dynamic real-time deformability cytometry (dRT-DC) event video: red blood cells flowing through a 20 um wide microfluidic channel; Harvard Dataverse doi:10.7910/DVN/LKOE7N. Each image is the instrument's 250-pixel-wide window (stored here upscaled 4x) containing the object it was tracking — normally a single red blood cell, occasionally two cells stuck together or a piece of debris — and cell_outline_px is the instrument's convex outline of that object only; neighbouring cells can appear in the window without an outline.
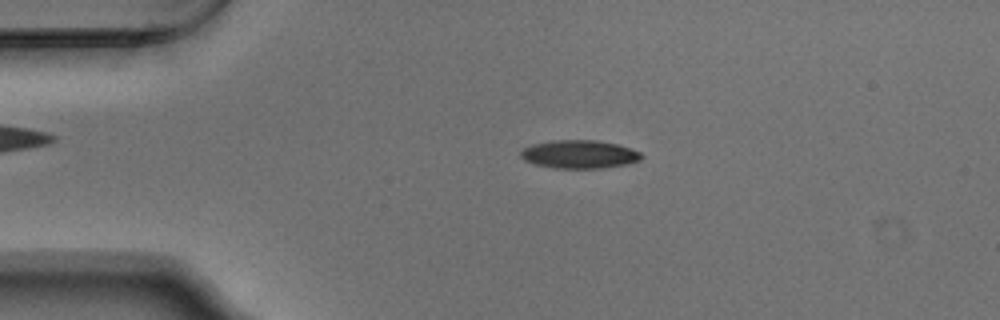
{"species": "Egyptian fruit bat (a non-hibernating species)", "species_latin": "Rousettus aegyptiacus", "temperature_condition": "warm", "stored_images_in_passage": 45, "camera_frame_rate_fps": 3000, "um_per_image_px": 0.085, "animal": {"sex": "male"}, "frame": {"image": 1, "passage_image": 3, "time_ms": 0.667, "image_size_px": [1000, 320], "cell_outline_px": [[644, 156], [640, 160], [628, 164], [604, 168], [552, 168], [536, 164], [524, 160], [520, 156], [520, 152], [524, 148], [532, 144], [552, 140], [596, 140], [616, 144], [640, 152]], "centroid_in_image_um": [49.24, 13.12], "position_along_channel_um": 35.8, "area_um2": 19.88}}
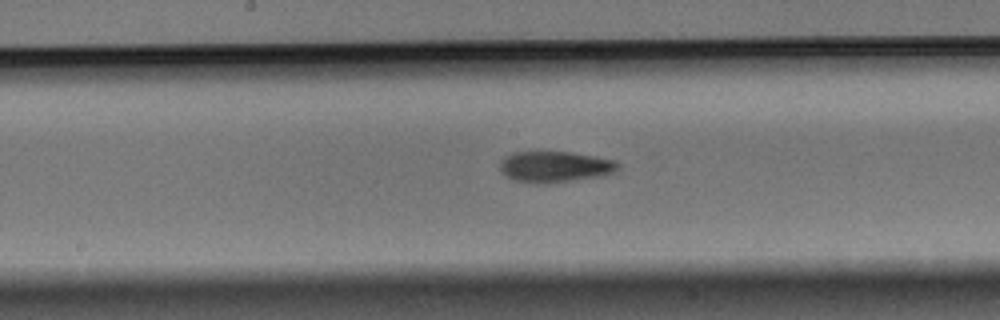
{"frame": {"image": 2, "passage_image": 19, "time_ms": 6.0, "image_size_px": [1000, 320], "cell_outline_px": [[620, 164], [612, 172], [604, 176], [544, 184], [532, 184], [512, 180], [504, 176], [500, 168], [500, 164], [504, 156], [512, 152], [568, 152], [596, 156], [616, 160]], "centroid_in_image_um": [47.13, 14.19], "position_along_channel_um": 201.1, "area_um2": 21.62}}
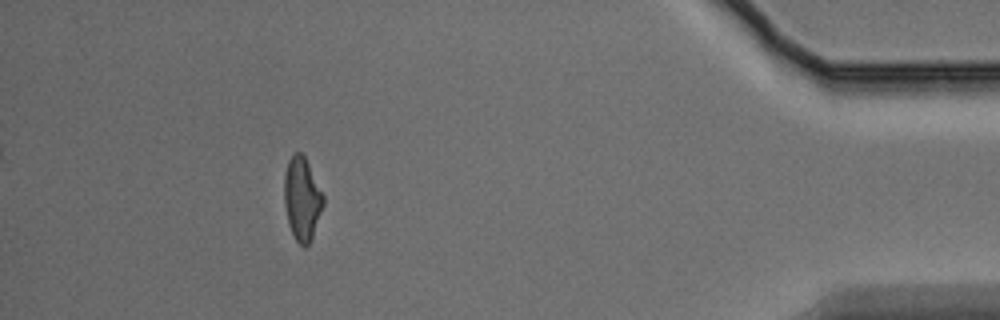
{"frame": {"image": 3, "passage_image": 40, "time_ms": 13.0, "image_size_px": [1000, 320], "cell_outline_px": [[324, 204], [312, 236], [308, 244], [304, 248], [296, 240], [288, 224], [284, 204], [284, 176], [288, 160], [296, 152], [300, 152], [304, 156], [324, 196]], "centroid_in_image_um": [25.66, 16.9], "position_along_channel_um": 409.5, "area_um2": 18.67}, "authors_computed_cell_mechanics": {"area_um2": 20.0566, "velocity_mm_per_s": 3.7574, "shape_relaxation_time_tau1_ms": 6.9078, "shape_relaxation_time_tau2_ms": 4.1247, "deformation_change_tau1": 0.1908, "deformation_change_tau2": 0.1255}}